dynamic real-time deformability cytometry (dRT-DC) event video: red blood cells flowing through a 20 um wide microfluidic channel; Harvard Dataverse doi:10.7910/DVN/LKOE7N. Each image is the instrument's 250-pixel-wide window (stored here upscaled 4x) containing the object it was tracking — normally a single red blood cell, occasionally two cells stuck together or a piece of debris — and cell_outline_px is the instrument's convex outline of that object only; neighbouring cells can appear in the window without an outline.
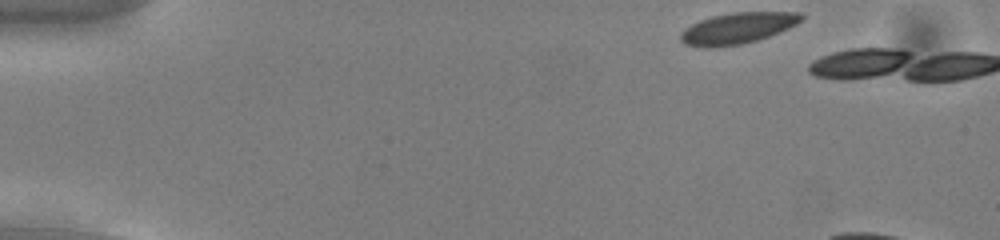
{"species": "common noctule bat (a hibernating species)", "species_latin": "Nyctalus noctula", "temperature_condition": "cold", "stored_images_in_passage": 3, "camera_frame_rate_fps": 3000, "um_per_image_px": 0.085, "animal": {"sex": "male", "body_mass_g": 13.0, "forearm_length_mm": 53.1}, "frame": {"image": 1, "passage_image": 1, "time_ms": 0.0, "image_size_px": [1000, 240], "cell_outline_px": [[804, 16], [796, 24], [788, 28], [768, 36], [756, 40], [740, 44], [712, 48], [704, 48], [684, 44], [680, 40], [680, 32], [684, 28], [700, 20], [712, 16], [732, 12], [800, 12]], "centroid_in_image_um": [62.64, 2.4], "position_along_channel_um": 22.4, "area_um2": 21.85}}